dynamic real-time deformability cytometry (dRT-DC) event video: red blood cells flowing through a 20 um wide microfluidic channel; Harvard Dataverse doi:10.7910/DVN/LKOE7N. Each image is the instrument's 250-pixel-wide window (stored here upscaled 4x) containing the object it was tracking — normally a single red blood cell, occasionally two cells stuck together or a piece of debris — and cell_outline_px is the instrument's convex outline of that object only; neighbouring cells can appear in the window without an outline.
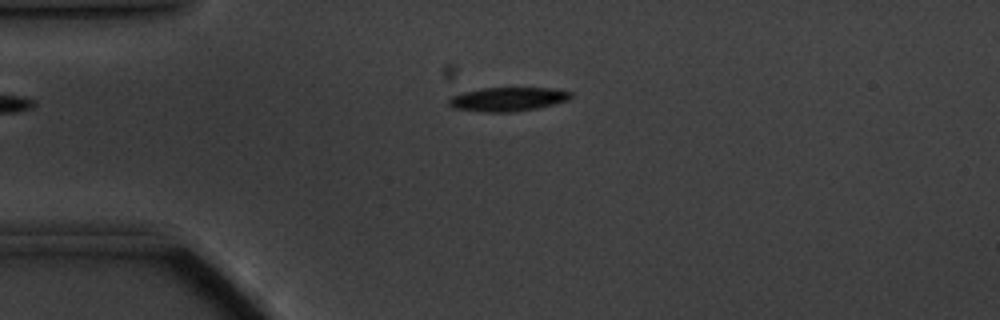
{"species": "common noctule bat (a hibernating species)", "species_latin": "Nyctalus noctula", "temperature_condition": "cold", "stored_images_in_passage": 45, "camera_frame_rate_fps": 3000, "um_per_image_px": 0.085, "animal": {"sex": "male", "body_mass_g": 20.1, "forearm_length_mm": 53.5}, "frame": {"image": 1, "passage_image": 1, "time_ms": 0.0, "image_size_px": [1000, 320], "cell_outline_px": [[572, 96], [568, 100], [536, 108], [516, 112], [484, 112], [452, 108], [448, 104], [448, 100], [452, 96], [464, 92], [484, 88], [552, 88], [572, 92]], "centroid_in_image_um": [43.15, 8.44], "position_along_channel_um": 41.9, "area_um2": 16.94}}
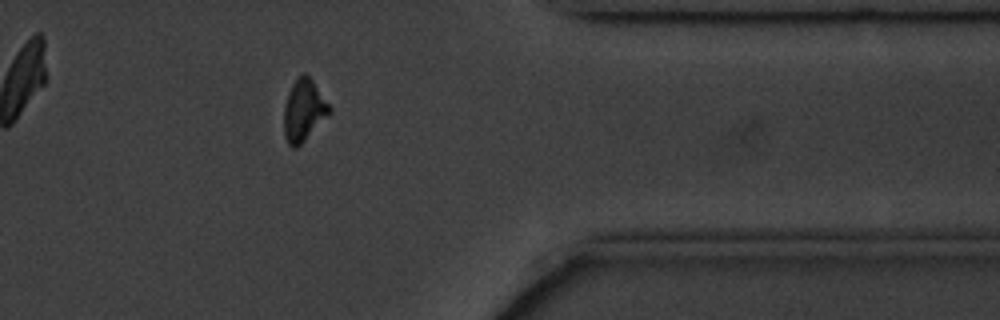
{"frame": {"image": 2, "passage_image": 34, "time_ms": 11.0, "image_size_px": [1000, 320], "cell_outline_px": [[332, 112], [296, 148], [292, 148], [288, 144], [284, 136], [284, 108], [288, 92], [292, 84], [304, 72], [312, 80], [332, 108]], "centroid_in_image_um": [25.82, 9.39], "position_along_channel_um": 385.6, "area_um2": 16.18}}
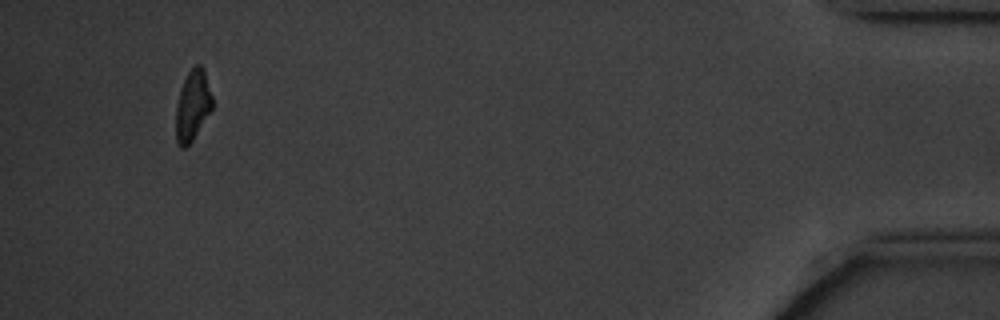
{"frame": {"image": 3, "passage_image": 42, "time_ms": 13.667, "image_size_px": [1000, 320], "cell_outline_px": [[212, 108], [192, 140], [184, 148], [180, 148], [176, 140], [176, 104], [184, 80], [188, 72], [196, 64], [200, 64], [204, 68], [212, 96]], "centroid_in_image_um": [16.37, 8.94], "position_along_channel_um": 418.8, "area_um2": 14.74}, "authors_computed_cell_mechanics": {"area_um2": 16.5886, "velocity_mm_per_s": 3.4571, "shape_relaxation_time_tau1_ms": 2.3775, "shape_relaxation_time_tau2_ms": null, "deformation_change_tau1": 0.1049, "deformation_change_tau2": null}}